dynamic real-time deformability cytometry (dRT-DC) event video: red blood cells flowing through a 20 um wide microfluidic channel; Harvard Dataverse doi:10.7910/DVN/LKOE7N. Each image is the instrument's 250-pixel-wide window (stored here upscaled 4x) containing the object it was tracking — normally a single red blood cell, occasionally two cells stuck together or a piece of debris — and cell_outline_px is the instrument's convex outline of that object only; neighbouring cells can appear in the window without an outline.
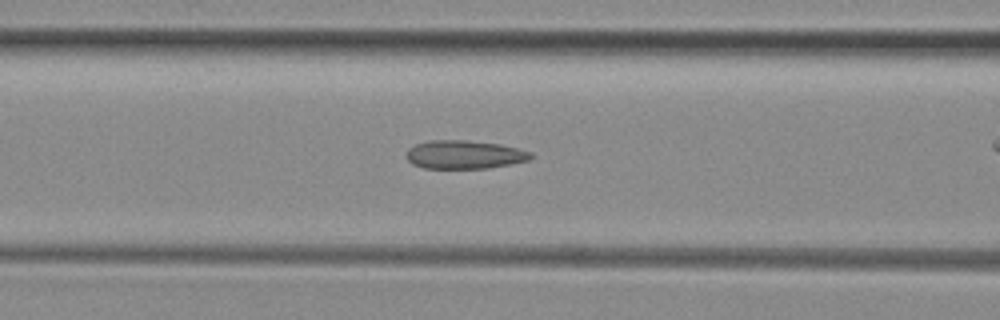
{"species": "common noctule bat (a hibernating species)", "species_latin": "Nyctalus noctula", "temperature_condition": "room temperature", "stored_images_in_passage": 40, "camera_frame_rate_fps": 3000, "um_per_image_px": 0.085, "animal": {"sex": "female", "body_mass_g": 29.2, "forearm_length_mm": 56.3}, "frame": {"image": 1, "passage_image": 20, "time_ms": 6.333, "image_size_px": [1000, 320], "cell_outline_px": [[532, 156], [528, 160], [512, 164], [488, 168], [424, 168], [412, 164], [404, 156], [408, 148], [416, 144], [428, 140], [464, 140], [500, 144], [532, 152]], "centroid_in_image_um": [39.43, 13.14], "position_along_channel_um": 127.2, "area_um2": 20.69}}
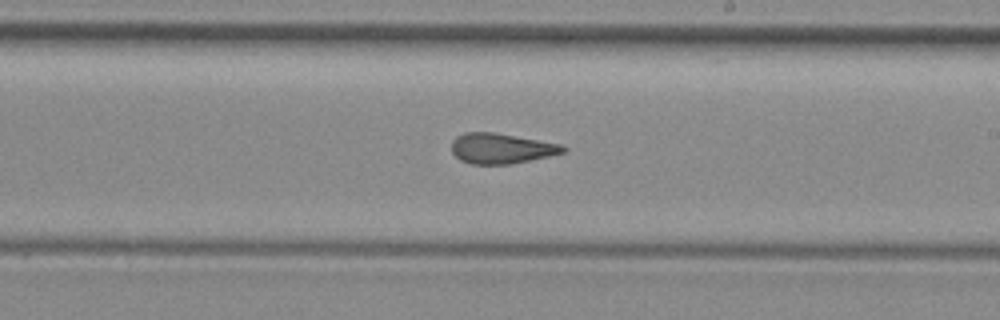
{"frame": {"image": 2, "passage_image": 29, "time_ms": 9.333, "image_size_px": [1000, 320], "cell_outline_px": [[568, 148], [564, 152], [548, 156], [508, 164], [472, 164], [460, 160], [452, 152], [452, 140], [456, 136], [464, 132], [492, 132], [560, 144]], "centroid_in_image_um": [42.56, 12.61], "position_along_channel_um": 246.4, "area_um2": 19.42}}
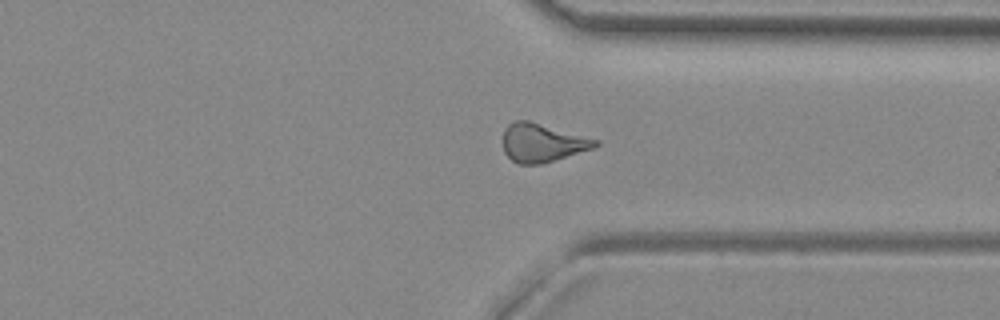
{"frame": {"image": 3, "passage_image": 38, "time_ms": 12.333, "image_size_px": [1000, 320], "cell_outline_px": [[600, 144], [592, 148], [540, 164], [520, 164], [512, 160], [504, 152], [504, 128], [508, 124], [516, 120], [528, 120], [600, 140]], "centroid_in_image_um": [46.08, 12.12], "position_along_channel_um": 365.3, "area_um2": 20.4}}